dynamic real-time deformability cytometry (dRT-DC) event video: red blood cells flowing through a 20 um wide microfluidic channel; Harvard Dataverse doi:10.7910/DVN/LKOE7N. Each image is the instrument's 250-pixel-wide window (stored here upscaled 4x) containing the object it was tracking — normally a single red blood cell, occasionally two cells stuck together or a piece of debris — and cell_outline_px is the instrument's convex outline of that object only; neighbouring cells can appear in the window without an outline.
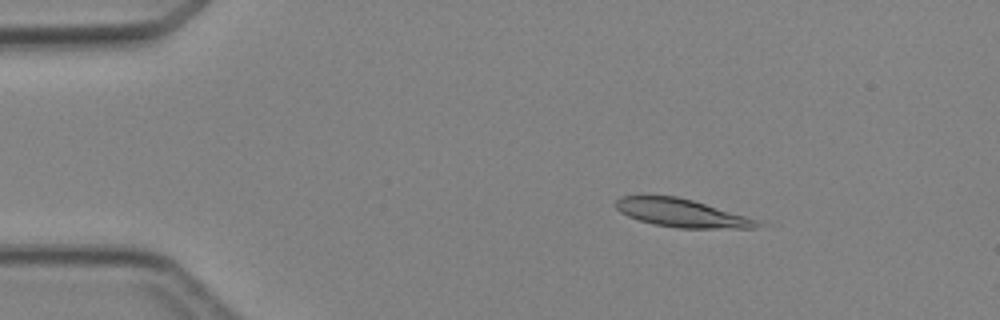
{"species": "Egyptian fruit bat (a non-hibernating species)", "species_latin": "Rousettus aegyptiacus", "temperature_condition": "cold", "stored_images_in_passage": 3, "camera_frame_rate_fps": 3000, "um_per_image_px": 0.085, "animal": {"sex": "female"}, "frame": {"image": 1, "passage_image": 2, "time_ms": 1.0, "image_size_px": [1000, 320], "cell_outline_px": [[764, 224], [756, 228], [680, 228], [652, 224], [628, 216], [620, 212], [616, 208], [616, 200], [620, 196], [676, 196], [692, 200], [764, 220]], "centroid_in_image_um": [58.04, 18.12], "position_along_channel_um": 27.0, "area_um2": 23.41}}